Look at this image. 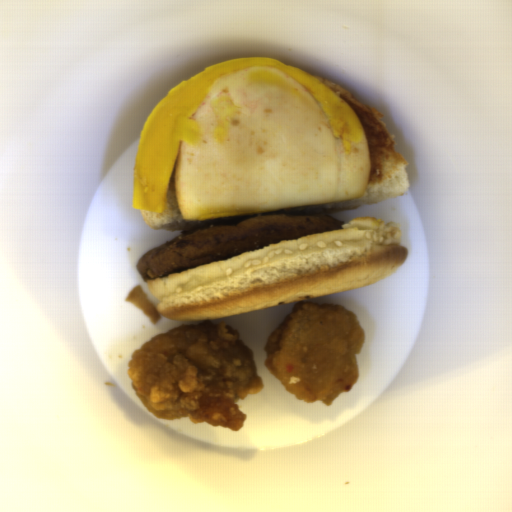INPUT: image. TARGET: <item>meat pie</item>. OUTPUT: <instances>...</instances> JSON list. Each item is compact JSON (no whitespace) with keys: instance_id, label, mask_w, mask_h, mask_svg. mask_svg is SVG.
Returning a JSON list of instances; mask_svg holds the SVG:
<instances>
[{"instance_id":"meat-pie-1","label":"meat pie","mask_w":512,"mask_h":512,"mask_svg":"<svg viewBox=\"0 0 512 512\" xmlns=\"http://www.w3.org/2000/svg\"><path fill=\"white\" fill-rule=\"evenodd\" d=\"M331 216L265 215L236 225L206 228L171 238L148 250L136 262L148 281L315 233L340 230Z\"/></svg>"}]
</instances>
